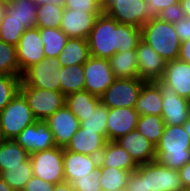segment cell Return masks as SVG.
I'll use <instances>...</instances> for the list:
<instances>
[{"label": "cell", "instance_id": "obj_1", "mask_svg": "<svg viewBox=\"0 0 190 191\" xmlns=\"http://www.w3.org/2000/svg\"><path fill=\"white\" fill-rule=\"evenodd\" d=\"M141 40V28L118 23L104 12L97 18L87 38L90 55L105 59L116 52L136 49Z\"/></svg>", "mask_w": 190, "mask_h": 191}, {"label": "cell", "instance_id": "obj_2", "mask_svg": "<svg viewBox=\"0 0 190 191\" xmlns=\"http://www.w3.org/2000/svg\"><path fill=\"white\" fill-rule=\"evenodd\" d=\"M179 172L168 168L157 160L138 165L130 173L125 191H182Z\"/></svg>", "mask_w": 190, "mask_h": 191}, {"label": "cell", "instance_id": "obj_3", "mask_svg": "<svg viewBox=\"0 0 190 191\" xmlns=\"http://www.w3.org/2000/svg\"><path fill=\"white\" fill-rule=\"evenodd\" d=\"M156 160L164 166L179 170L190 161V136L183 125H165L155 145Z\"/></svg>", "mask_w": 190, "mask_h": 191}, {"label": "cell", "instance_id": "obj_4", "mask_svg": "<svg viewBox=\"0 0 190 191\" xmlns=\"http://www.w3.org/2000/svg\"><path fill=\"white\" fill-rule=\"evenodd\" d=\"M141 33L142 40L166 62L178 59L181 41L172 23L153 16L141 27Z\"/></svg>", "mask_w": 190, "mask_h": 191}, {"label": "cell", "instance_id": "obj_5", "mask_svg": "<svg viewBox=\"0 0 190 191\" xmlns=\"http://www.w3.org/2000/svg\"><path fill=\"white\" fill-rule=\"evenodd\" d=\"M35 121L30 107L20 92L0 112V126L6 140H14Z\"/></svg>", "mask_w": 190, "mask_h": 191}, {"label": "cell", "instance_id": "obj_6", "mask_svg": "<svg viewBox=\"0 0 190 191\" xmlns=\"http://www.w3.org/2000/svg\"><path fill=\"white\" fill-rule=\"evenodd\" d=\"M106 15L118 23L141 28L153 16L147 0H100Z\"/></svg>", "mask_w": 190, "mask_h": 191}, {"label": "cell", "instance_id": "obj_7", "mask_svg": "<svg viewBox=\"0 0 190 191\" xmlns=\"http://www.w3.org/2000/svg\"><path fill=\"white\" fill-rule=\"evenodd\" d=\"M19 92L24 96L36 120H46L65 106L66 96L61 91L20 85Z\"/></svg>", "mask_w": 190, "mask_h": 191}, {"label": "cell", "instance_id": "obj_8", "mask_svg": "<svg viewBox=\"0 0 190 191\" xmlns=\"http://www.w3.org/2000/svg\"><path fill=\"white\" fill-rule=\"evenodd\" d=\"M33 175L52 184L65 182L63 165V148L53 147L49 150L30 154Z\"/></svg>", "mask_w": 190, "mask_h": 191}, {"label": "cell", "instance_id": "obj_9", "mask_svg": "<svg viewBox=\"0 0 190 191\" xmlns=\"http://www.w3.org/2000/svg\"><path fill=\"white\" fill-rule=\"evenodd\" d=\"M61 62L56 57L44 58L26 69L21 76V85L60 91Z\"/></svg>", "mask_w": 190, "mask_h": 191}, {"label": "cell", "instance_id": "obj_10", "mask_svg": "<svg viewBox=\"0 0 190 191\" xmlns=\"http://www.w3.org/2000/svg\"><path fill=\"white\" fill-rule=\"evenodd\" d=\"M145 81L138 77L116 78L100 96V102L109 109L119 107L134 108Z\"/></svg>", "mask_w": 190, "mask_h": 191}, {"label": "cell", "instance_id": "obj_11", "mask_svg": "<svg viewBox=\"0 0 190 191\" xmlns=\"http://www.w3.org/2000/svg\"><path fill=\"white\" fill-rule=\"evenodd\" d=\"M162 94V118L166 125H183L190 115V100L179 96L176 91L156 80Z\"/></svg>", "mask_w": 190, "mask_h": 191}, {"label": "cell", "instance_id": "obj_12", "mask_svg": "<svg viewBox=\"0 0 190 191\" xmlns=\"http://www.w3.org/2000/svg\"><path fill=\"white\" fill-rule=\"evenodd\" d=\"M85 88L94 96L100 97L114 82L108 59L90 56L84 63Z\"/></svg>", "mask_w": 190, "mask_h": 191}, {"label": "cell", "instance_id": "obj_13", "mask_svg": "<svg viewBox=\"0 0 190 191\" xmlns=\"http://www.w3.org/2000/svg\"><path fill=\"white\" fill-rule=\"evenodd\" d=\"M16 47L20 76L30 66L39 63L45 58L44 44L38 27L27 28Z\"/></svg>", "mask_w": 190, "mask_h": 191}, {"label": "cell", "instance_id": "obj_14", "mask_svg": "<svg viewBox=\"0 0 190 191\" xmlns=\"http://www.w3.org/2000/svg\"><path fill=\"white\" fill-rule=\"evenodd\" d=\"M29 154L49 150L56 146L53 133L46 120H36L14 139Z\"/></svg>", "mask_w": 190, "mask_h": 191}, {"label": "cell", "instance_id": "obj_15", "mask_svg": "<svg viewBox=\"0 0 190 191\" xmlns=\"http://www.w3.org/2000/svg\"><path fill=\"white\" fill-rule=\"evenodd\" d=\"M136 50L138 78L145 82L160 80L167 62L143 40L139 42Z\"/></svg>", "mask_w": 190, "mask_h": 191}, {"label": "cell", "instance_id": "obj_16", "mask_svg": "<svg viewBox=\"0 0 190 191\" xmlns=\"http://www.w3.org/2000/svg\"><path fill=\"white\" fill-rule=\"evenodd\" d=\"M46 121L53 133L54 141L57 147L65 148L72 136L80 128V121L65 105L58 109Z\"/></svg>", "mask_w": 190, "mask_h": 191}, {"label": "cell", "instance_id": "obj_17", "mask_svg": "<svg viewBox=\"0 0 190 191\" xmlns=\"http://www.w3.org/2000/svg\"><path fill=\"white\" fill-rule=\"evenodd\" d=\"M125 149L137 165L156 160L155 145L137 129L115 140Z\"/></svg>", "mask_w": 190, "mask_h": 191}, {"label": "cell", "instance_id": "obj_18", "mask_svg": "<svg viewBox=\"0 0 190 191\" xmlns=\"http://www.w3.org/2000/svg\"><path fill=\"white\" fill-rule=\"evenodd\" d=\"M100 15L65 8L60 29L69 38L87 39Z\"/></svg>", "mask_w": 190, "mask_h": 191}, {"label": "cell", "instance_id": "obj_19", "mask_svg": "<svg viewBox=\"0 0 190 191\" xmlns=\"http://www.w3.org/2000/svg\"><path fill=\"white\" fill-rule=\"evenodd\" d=\"M139 116V113L134 108L119 107L109 109L107 141H115L120 136L136 129Z\"/></svg>", "mask_w": 190, "mask_h": 191}, {"label": "cell", "instance_id": "obj_20", "mask_svg": "<svg viewBox=\"0 0 190 191\" xmlns=\"http://www.w3.org/2000/svg\"><path fill=\"white\" fill-rule=\"evenodd\" d=\"M63 165L65 182L72 183L87 176L99 166V157L84 155L63 148Z\"/></svg>", "mask_w": 190, "mask_h": 191}, {"label": "cell", "instance_id": "obj_21", "mask_svg": "<svg viewBox=\"0 0 190 191\" xmlns=\"http://www.w3.org/2000/svg\"><path fill=\"white\" fill-rule=\"evenodd\" d=\"M106 143L107 139L102 134L80 126L64 149L75 153L99 157Z\"/></svg>", "mask_w": 190, "mask_h": 191}, {"label": "cell", "instance_id": "obj_22", "mask_svg": "<svg viewBox=\"0 0 190 191\" xmlns=\"http://www.w3.org/2000/svg\"><path fill=\"white\" fill-rule=\"evenodd\" d=\"M160 80L179 96L190 100V64L179 59L167 62Z\"/></svg>", "mask_w": 190, "mask_h": 191}, {"label": "cell", "instance_id": "obj_23", "mask_svg": "<svg viewBox=\"0 0 190 191\" xmlns=\"http://www.w3.org/2000/svg\"><path fill=\"white\" fill-rule=\"evenodd\" d=\"M99 166L114 167L130 172L138 168L129 153L115 141H107L99 156Z\"/></svg>", "mask_w": 190, "mask_h": 191}, {"label": "cell", "instance_id": "obj_24", "mask_svg": "<svg viewBox=\"0 0 190 191\" xmlns=\"http://www.w3.org/2000/svg\"><path fill=\"white\" fill-rule=\"evenodd\" d=\"M134 109L142 115L162 114V94L154 82H145L138 95Z\"/></svg>", "mask_w": 190, "mask_h": 191}, {"label": "cell", "instance_id": "obj_25", "mask_svg": "<svg viewBox=\"0 0 190 191\" xmlns=\"http://www.w3.org/2000/svg\"><path fill=\"white\" fill-rule=\"evenodd\" d=\"M87 39L69 38L62 52L58 56L62 67L83 65L90 58Z\"/></svg>", "mask_w": 190, "mask_h": 191}, {"label": "cell", "instance_id": "obj_26", "mask_svg": "<svg viewBox=\"0 0 190 191\" xmlns=\"http://www.w3.org/2000/svg\"><path fill=\"white\" fill-rule=\"evenodd\" d=\"M116 78L138 77L137 50L116 52L108 59Z\"/></svg>", "mask_w": 190, "mask_h": 191}, {"label": "cell", "instance_id": "obj_27", "mask_svg": "<svg viewBox=\"0 0 190 191\" xmlns=\"http://www.w3.org/2000/svg\"><path fill=\"white\" fill-rule=\"evenodd\" d=\"M100 103V97L94 96L86 90L66 95L65 105L81 122Z\"/></svg>", "mask_w": 190, "mask_h": 191}, {"label": "cell", "instance_id": "obj_28", "mask_svg": "<svg viewBox=\"0 0 190 191\" xmlns=\"http://www.w3.org/2000/svg\"><path fill=\"white\" fill-rule=\"evenodd\" d=\"M59 78L60 91L65 96L84 90V64L61 67Z\"/></svg>", "mask_w": 190, "mask_h": 191}, {"label": "cell", "instance_id": "obj_29", "mask_svg": "<svg viewBox=\"0 0 190 191\" xmlns=\"http://www.w3.org/2000/svg\"><path fill=\"white\" fill-rule=\"evenodd\" d=\"M37 7L30 0H16L10 5H6V13L9 19L17 20L26 28L36 27Z\"/></svg>", "mask_w": 190, "mask_h": 191}, {"label": "cell", "instance_id": "obj_30", "mask_svg": "<svg viewBox=\"0 0 190 191\" xmlns=\"http://www.w3.org/2000/svg\"><path fill=\"white\" fill-rule=\"evenodd\" d=\"M30 154L15 140H6L0 146V172L5 167L24 166Z\"/></svg>", "mask_w": 190, "mask_h": 191}, {"label": "cell", "instance_id": "obj_31", "mask_svg": "<svg viewBox=\"0 0 190 191\" xmlns=\"http://www.w3.org/2000/svg\"><path fill=\"white\" fill-rule=\"evenodd\" d=\"M32 176L30 157L24 161V166L5 167V170L0 172V177L5 180L13 191H23Z\"/></svg>", "mask_w": 190, "mask_h": 191}, {"label": "cell", "instance_id": "obj_32", "mask_svg": "<svg viewBox=\"0 0 190 191\" xmlns=\"http://www.w3.org/2000/svg\"><path fill=\"white\" fill-rule=\"evenodd\" d=\"M46 58L56 57L62 52L69 37L60 28H40Z\"/></svg>", "mask_w": 190, "mask_h": 191}, {"label": "cell", "instance_id": "obj_33", "mask_svg": "<svg viewBox=\"0 0 190 191\" xmlns=\"http://www.w3.org/2000/svg\"><path fill=\"white\" fill-rule=\"evenodd\" d=\"M64 6L55 3H44L37 7L38 28H60Z\"/></svg>", "mask_w": 190, "mask_h": 191}, {"label": "cell", "instance_id": "obj_34", "mask_svg": "<svg viewBox=\"0 0 190 191\" xmlns=\"http://www.w3.org/2000/svg\"><path fill=\"white\" fill-rule=\"evenodd\" d=\"M101 173L102 191L122 190L126 188L130 171L120 170L114 167L98 166Z\"/></svg>", "mask_w": 190, "mask_h": 191}, {"label": "cell", "instance_id": "obj_35", "mask_svg": "<svg viewBox=\"0 0 190 191\" xmlns=\"http://www.w3.org/2000/svg\"><path fill=\"white\" fill-rule=\"evenodd\" d=\"M165 125L162 116L142 115L139 116L136 129L156 145L163 134Z\"/></svg>", "mask_w": 190, "mask_h": 191}, {"label": "cell", "instance_id": "obj_36", "mask_svg": "<svg viewBox=\"0 0 190 191\" xmlns=\"http://www.w3.org/2000/svg\"><path fill=\"white\" fill-rule=\"evenodd\" d=\"M109 115V108L101 102L95 107L87 117L83 118L80 126L87 130L97 131L107 139V119Z\"/></svg>", "mask_w": 190, "mask_h": 191}, {"label": "cell", "instance_id": "obj_37", "mask_svg": "<svg viewBox=\"0 0 190 191\" xmlns=\"http://www.w3.org/2000/svg\"><path fill=\"white\" fill-rule=\"evenodd\" d=\"M0 75H20L17 47L0 39Z\"/></svg>", "mask_w": 190, "mask_h": 191}, {"label": "cell", "instance_id": "obj_38", "mask_svg": "<svg viewBox=\"0 0 190 191\" xmlns=\"http://www.w3.org/2000/svg\"><path fill=\"white\" fill-rule=\"evenodd\" d=\"M26 29L23 23L9 19V15L5 13L0 21V39L7 44L17 46Z\"/></svg>", "mask_w": 190, "mask_h": 191}, {"label": "cell", "instance_id": "obj_39", "mask_svg": "<svg viewBox=\"0 0 190 191\" xmlns=\"http://www.w3.org/2000/svg\"><path fill=\"white\" fill-rule=\"evenodd\" d=\"M20 85V75H0V112L17 95Z\"/></svg>", "mask_w": 190, "mask_h": 191}, {"label": "cell", "instance_id": "obj_40", "mask_svg": "<svg viewBox=\"0 0 190 191\" xmlns=\"http://www.w3.org/2000/svg\"><path fill=\"white\" fill-rule=\"evenodd\" d=\"M100 168L98 167L87 176L74 180L71 185L74 191H102L100 184Z\"/></svg>", "mask_w": 190, "mask_h": 191}, {"label": "cell", "instance_id": "obj_41", "mask_svg": "<svg viewBox=\"0 0 190 191\" xmlns=\"http://www.w3.org/2000/svg\"><path fill=\"white\" fill-rule=\"evenodd\" d=\"M64 8L93 14L104 12L100 0H65Z\"/></svg>", "mask_w": 190, "mask_h": 191}, {"label": "cell", "instance_id": "obj_42", "mask_svg": "<svg viewBox=\"0 0 190 191\" xmlns=\"http://www.w3.org/2000/svg\"><path fill=\"white\" fill-rule=\"evenodd\" d=\"M156 17L162 21L175 24L185 17L181 2L163 9L156 15Z\"/></svg>", "mask_w": 190, "mask_h": 191}, {"label": "cell", "instance_id": "obj_43", "mask_svg": "<svg viewBox=\"0 0 190 191\" xmlns=\"http://www.w3.org/2000/svg\"><path fill=\"white\" fill-rule=\"evenodd\" d=\"M55 185L36 176H32L23 191H53Z\"/></svg>", "mask_w": 190, "mask_h": 191}, {"label": "cell", "instance_id": "obj_44", "mask_svg": "<svg viewBox=\"0 0 190 191\" xmlns=\"http://www.w3.org/2000/svg\"><path fill=\"white\" fill-rule=\"evenodd\" d=\"M173 25L181 42L190 39V17L185 16Z\"/></svg>", "mask_w": 190, "mask_h": 191}, {"label": "cell", "instance_id": "obj_45", "mask_svg": "<svg viewBox=\"0 0 190 191\" xmlns=\"http://www.w3.org/2000/svg\"><path fill=\"white\" fill-rule=\"evenodd\" d=\"M179 0H147L148 8L152 16H156L160 11L170 5L177 4Z\"/></svg>", "mask_w": 190, "mask_h": 191}, {"label": "cell", "instance_id": "obj_46", "mask_svg": "<svg viewBox=\"0 0 190 191\" xmlns=\"http://www.w3.org/2000/svg\"><path fill=\"white\" fill-rule=\"evenodd\" d=\"M184 189H190V161L178 170Z\"/></svg>", "mask_w": 190, "mask_h": 191}, {"label": "cell", "instance_id": "obj_47", "mask_svg": "<svg viewBox=\"0 0 190 191\" xmlns=\"http://www.w3.org/2000/svg\"><path fill=\"white\" fill-rule=\"evenodd\" d=\"M178 59L190 64V39L181 42Z\"/></svg>", "mask_w": 190, "mask_h": 191}, {"label": "cell", "instance_id": "obj_48", "mask_svg": "<svg viewBox=\"0 0 190 191\" xmlns=\"http://www.w3.org/2000/svg\"><path fill=\"white\" fill-rule=\"evenodd\" d=\"M53 191H74V189L70 183L62 182L59 184H55Z\"/></svg>", "mask_w": 190, "mask_h": 191}, {"label": "cell", "instance_id": "obj_49", "mask_svg": "<svg viewBox=\"0 0 190 191\" xmlns=\"http://www.w3.org/2000/svg\"><path fill=\"white\" fill-rule=\"evenodd\" d=\"M183 12L186 17H190V0L181 1Z\"/></svg>", "mask_w": 190, "mask_h": 191}, {"label": "cell", "instance_id": "obj_50", "mask_svg": "<svg viewBox=\"0 0 190 191\" xmlns=\"http://www.w3.org/2000/svg\"><path fill=\"white\" fill-rule=\"evenodd\" d=\"M0 191H13V189L0 177Z\"/></svg>", "mask_w": 190, "mask_h": 191}, {"label": "cell", "instance_id": "obj_51", "mask_svg": "<svg viewBox=\"0 0 190 191\" xmlns=\"http://www.w3.org/2000/svg\"><path fill=\"white\" fill-rule=\"evenodd\" d=\"M32 1L36 6L42 5L44 3H52V0H30Z\"/></svg>", "mask_w": 190, "mask_h": 191}, {"label": "cell", "instance_id": "obj_52", "mask_svg": "<svg viewBox=\"0 0 190 191\" xmlns=\"http://www.w3.org/2000/svg\"><path fill=\"white\" fill-rule=\"evenodd\" d=\"M183 126L188 135L190 136V115L188 117V120L183 124Z\"/></svg>", "mask_w": 190, "mask_h": 191}, {"label": "cell", "instance_id": "obj_53", "mask_svg": "<svg viewBox=\"0 0 190 191\" xmlns=\"http://www.w3.org/2000/svg\"><path fill=\"white\" fill-rule=\"evenodd\" d=\"M5 13H6V5L0 3V21L4 17Z\"/></svg>", "mask_w": 190, "mask_h": 191}, {"label": "cell", "instance_id": "obj_54", "mask_svg": "<svg viewBox=\"0 0 190 191\" xmlns=\"http://www.w3.org/2000/svg\"><path fill=\"white\" fill-rule=\"evenodd\" d=\"M6 141L3 132H2V128L0 126V146Z\"/></svg>", "mask_w": 190, "mask_h": 191}, {"label": "cell", "instance_id": "obj_55", "mask_svg": "<svg viewBox=\"0 0 190 191\" xmlns=\"http://www.w3.org/2000/svg\"><path fill=\"white\" fill-rule=\"evenodd\" d=\"M16 0H0V3L3 5H10L14 3Z\"/></svg>", "mask_w": 190, "mask_h": 191}, {"label": "cell", "instance_id": "obj_56", "mask_svg": "<svg viewBox=\"0 0 190 191\" xmlns=\"http://www.w3.org/2000/svg\"><path fill=\"white\" fill-rule=\"evenodd\" d=\"M64 1H65V0H52V3H55V4H57V5H62V6H64Z\"/></svg>", "mask_w": 190, "mask_h": 191}, {"label": "cell", "instance_id": "obj_57", "mask_svg": "<svg viewBox=\"0 0 190 191\" xmlns=\"http://www.w3.org/2000/svg\"><path fill=\"white\" fill-rule=\"evenodd\" d=\"M111 191V190H110ZM113 191V190H112ZM114 191H125V189H122V190H114Z\"/></svg>", "mask_w": 190, "mask_h": 191}]
</instances>
